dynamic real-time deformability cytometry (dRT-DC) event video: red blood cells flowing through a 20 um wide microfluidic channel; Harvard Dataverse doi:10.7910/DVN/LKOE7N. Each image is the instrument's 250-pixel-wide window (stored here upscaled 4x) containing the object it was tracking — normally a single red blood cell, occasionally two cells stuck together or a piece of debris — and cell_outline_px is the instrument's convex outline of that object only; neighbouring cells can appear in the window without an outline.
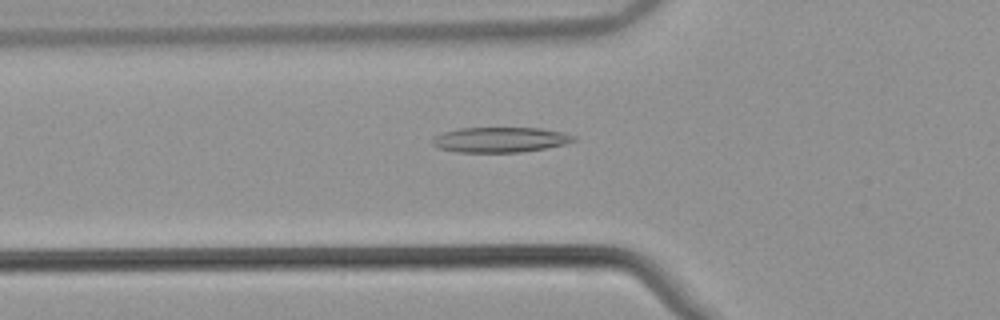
{"species": "common noctule bat (a hibernating species)", "species_latin": "Nyctalus noctula", "temperature_condition": "warm", "stored_images_in_passage": 44, "camera_frame_rate_fps": 3000, "um_per_image_px": 0.085, "animal": {"sex": "male", "body_mass_g": 21.5, "forearm_length_mm": 52.0}, "frame": {"image": 1, "passage_image": 10, "time_ms": 3.0, "image_size_px": [1000, 320], "cell_outline_px": [[576, 140], [564, 144], [544, 148], [520, 152], [456, 152], [436, 148], [432, 144], [432, 140], [436, 136], [444, 132], [460, 128], [540, 128], [564, 132], [576, 136]], "centroid_in_image_um": [42.51, 11.87], "position_along_channel_um": 83.3, "area_um2": 20.69}}
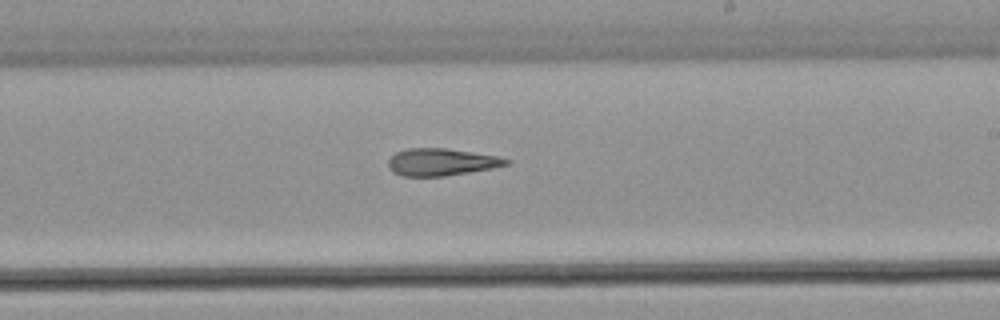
{"frame": {"image": 2, "passage_image": 23, "time_ms": 7.333, "image_size_px": [1000, 320], "cell_outline_px": [[512, 160], [508, 164], [492, 168], [444, 176], [400, 176], [392, 172], [388, 168], [388, 160], [396, 152], [404, 148], [444, 148], [500, 156]], "centroid_in_image_um": [37.49, 13.77], "position_along_channel_um": 251.5, "area_um2": 18.79}}
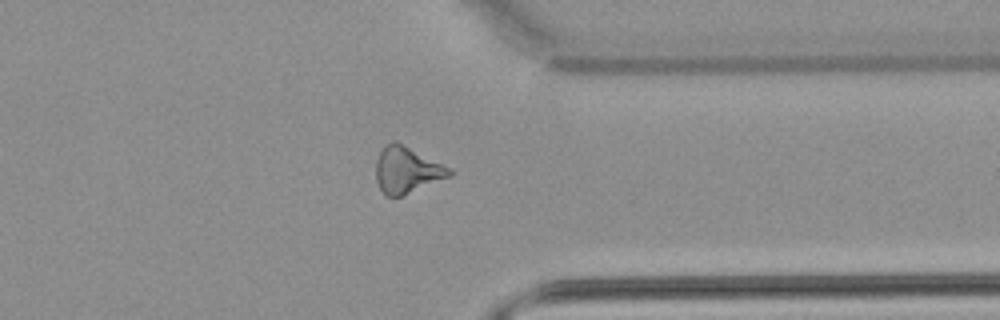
{"frame": {"image": 3, "passage_image": 33, "time_ms": 10.667, "image_size_px": [1000, 320], "cell_outline_px": [[452, 176], [404, 196], [388, 196], [380, 188], [376, 180], [376, 160], [380, 152], [388, 144], [396, 140], [448, 168], [452, 172]], "centroid_in_image_um": [34.57, 14.48], "position_along_channel_um": 376.8, "area_um2": 19.54}, "authors_computed_cell_mechanics": {"area_um2": 19.5942, "velocity_mm_per_s": 3.8772, "shape_relaxation_time_tau1_ms": null, "shape_relaxation_time_tau2_ms": 8.9966, "deformation_change_tau1": null, "deformation_change_tau2": 0.2388}}